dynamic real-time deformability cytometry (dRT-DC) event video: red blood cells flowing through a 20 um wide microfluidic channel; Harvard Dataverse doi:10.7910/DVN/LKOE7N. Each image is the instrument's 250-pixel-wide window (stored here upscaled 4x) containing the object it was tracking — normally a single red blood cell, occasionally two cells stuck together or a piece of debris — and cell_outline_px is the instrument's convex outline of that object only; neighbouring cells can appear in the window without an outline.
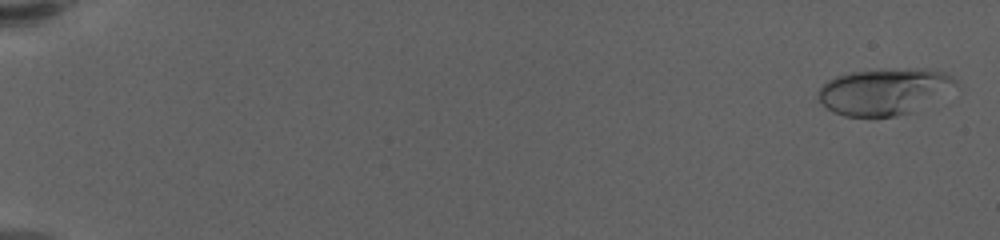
{"species": "human", "species_latin": "Homo sapiens", "temperature_condition": "warm", "stored_images_in_passage": 59, "camera_frame_rate_fps": 3000, "um_per_image_px": 0.085, "donor": {"sex": "female"}, "frame": {"image": 1, "passage_image": 2, "time_ms": 0.333, "image_size_px": [1000, 240], "cell_outline_px": [[956, 84], [912, 112], [896, 116], [844, 116], [828, 108], [820, 100], [820, 88], [828, 80], [836, 76], [852, 72], [928, 68], [944, 72], [952, 76], [956, 80]], "centroid_in_image_um": [75.13, 7.77], "position_along_channel_um": 9.9, "area_um2": 35.89}}
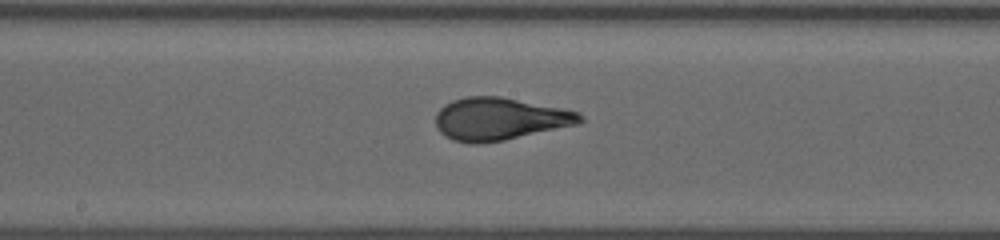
{"frame": {"image": 2, "passage_image": 34, "time_ms": 11.0, "image_size_px": [1000, 240], "cell_outline_px": [[584, 120], [576, 124], [504, 140], [480, 144], [472, 144], [452, 140], [444, 136], [436, 128], [436, 112], [444, 104], [452, 100], [464, 96], [500, 96], [580, 112], [584, 116]], "centroid_in_image_um": [42.41, 10.11], "position_along_channel_um": 205.8, "area_um2": 35.78}}
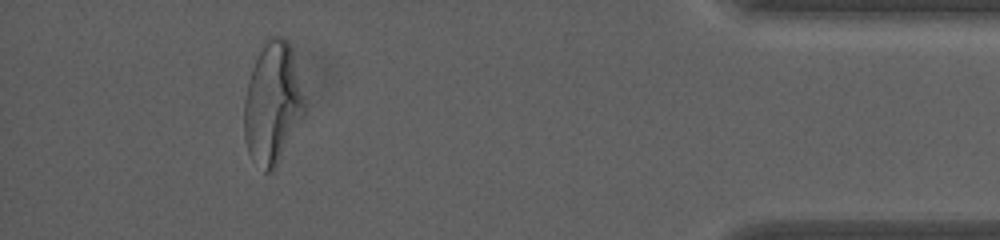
{"frame": {"image": 3, "passage_image": 55, "time_ms": 18.0, "image_size_px": [1000, 240], "cell_outline_px": [[304, 116], [276, 168], [272, 172], [264, 172], [248, 152], [244, 140], [244, 100], [248, 80], [252, 68], [264, 40], [268, 36], [284, 36], [288, 40], [304, 100]], "centroid_in_image_um": [23.14, 8.8], "position_along_channel_um": 412.1, "area_um2": 42.66}, "authors_computed_cell_mechanics": {"area_um2": 35.0846, "velocity_mm_per_s": 3.608, "shape_relaxation_time_tau1_ms": 7.5972, "shape_relaxation_time_tau2_ms": null, "deformation_change_tau1": 0.2571, "deformation_change_tau2": null}}